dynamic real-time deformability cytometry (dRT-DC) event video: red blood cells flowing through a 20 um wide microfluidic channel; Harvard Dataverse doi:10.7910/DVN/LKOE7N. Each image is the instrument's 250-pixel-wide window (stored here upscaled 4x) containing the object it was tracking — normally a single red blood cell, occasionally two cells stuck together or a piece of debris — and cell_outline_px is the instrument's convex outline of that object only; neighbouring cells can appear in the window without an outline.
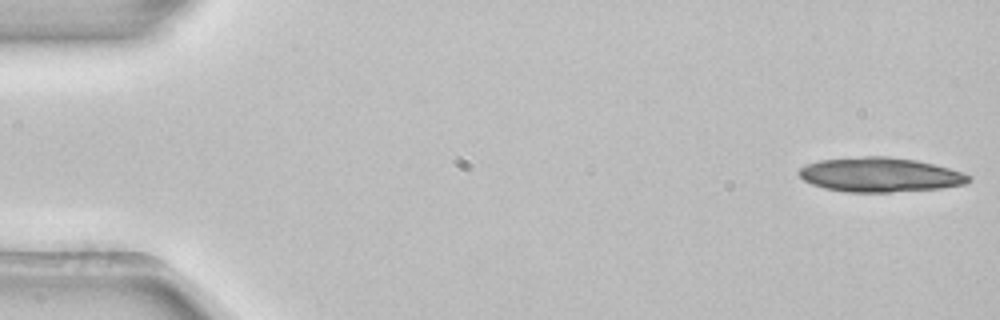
{"species": "common noctule bat (a hibernating species)", "species_latin": "Nyctalus noctula", "temperature_condition": "room temperature", "stored_images_in_passage": 11, "camera_frame_rate_fps": 3000, "um_per_image_px": 0.085, "animal": {"sex": "female", "body_mass_g": 22.7, "forearm_length_mm": 54.2}, "frame": {"image": 1, "passage_image": 1, "time_ms": 0.0, "image_size_px": [1000, 320], "cell_outline_px": [[972, 180], [964, 184], [940, 188], [892, 192], [844, 192], [824, 188], [812, 184], [804, 180], [800, 176], [800, 168], [808, 164], [820, 160], [864, 156], [888, 156], [916, 160], [948, 168], [972, 176]], "centroid_in_image_um": [74.8, 14.86], "position_along_channel_um": 10.2, "area_um2": 33.87}}